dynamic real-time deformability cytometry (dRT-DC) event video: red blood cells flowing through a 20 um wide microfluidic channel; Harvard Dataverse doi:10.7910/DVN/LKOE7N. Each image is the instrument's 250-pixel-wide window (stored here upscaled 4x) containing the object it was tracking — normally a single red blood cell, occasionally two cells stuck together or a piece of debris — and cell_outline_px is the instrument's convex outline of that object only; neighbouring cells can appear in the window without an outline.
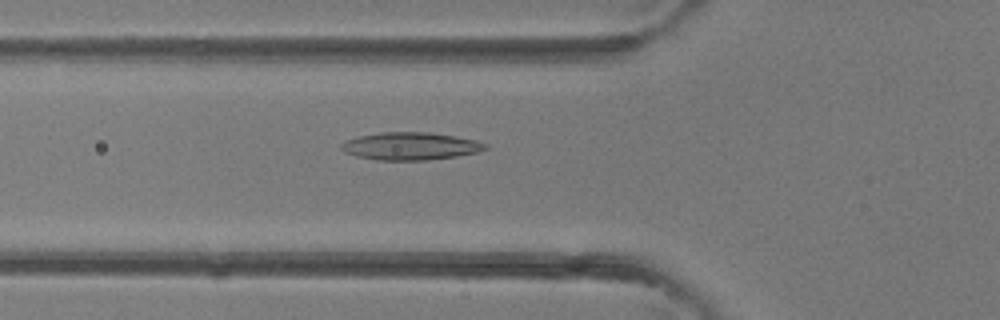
{"species": "common noctule bat (a hibernating species)", "species_latin": "Nyctalus noctula", "temperature_condition": "room temperature", "stored_images_in_passage": 41, "camera_frame_rate_fps": 3000, "um_per_image_px": 0.085, "animal": {"sex": "female"}, "frame": {"image": 1, "passage_image": 15, "time_ms": 4.667, "image_size_px": [1000, 320], "cell_outline_px": [[488, 148], [476, 152], [456, 156], [428, 160], [376, 160], [356, 156], [344, 152], [340, 148], [340, 144], [344, 140], [360, 136], [380, 132], [428, 132], [456, 136], [476, 140], [488, 144]], "centroid_in_image_um": [34.86, 12.42], "position_along_channel_um": 90.9, "area_um2": 23.29}}
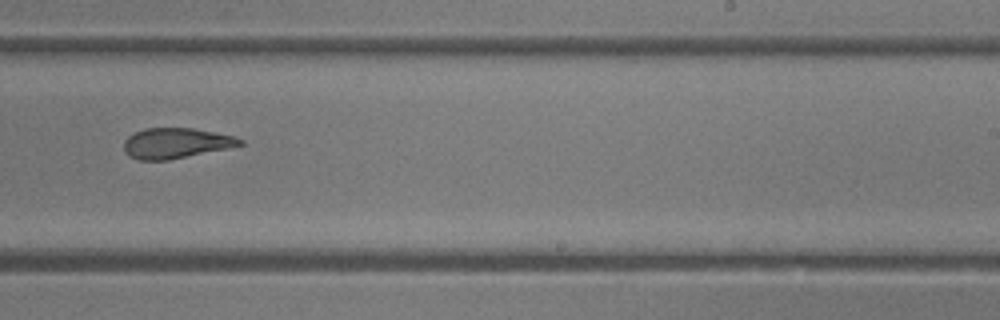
{"frame": {"image": 2, "passage_image": 26, "time_ms": 8.333, "image_size_px": [1000, 320], "cell_outline_px": [[244, 144], [228, 148], [168, 160], [140, 160], [124, 152], [124, 140], [128, 136], [144, 128], [192, 128], [236, 136], [244, 140]], "centroid_in_image_um": [14.97, 12.16], "position_along_channel_um": 274.0, "area_um2": 20.46}}
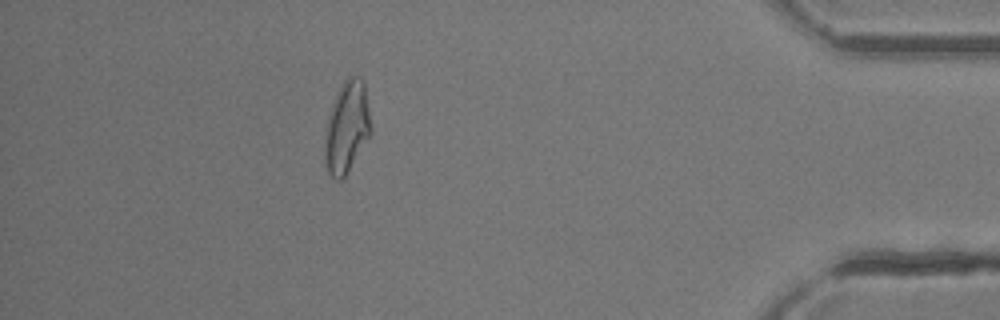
{"frame": {"image": 3, "passage_image": 37, "time_ms": 12.0, "image_size_px": [1000, 320], "cell_outline_px": [[372, 132], [344, 176], [340, 180], [336, 180], [328, 172], [324, 160], [324, 136], [328, 116], [336, 92], [340, 84], [348, 76], [356, 76], [364, 80], [372, 128]], "centroid_in_image_um": [29.47, 10.77], "position_along_channel_um": 405.7, "area_um2": 24.74}}